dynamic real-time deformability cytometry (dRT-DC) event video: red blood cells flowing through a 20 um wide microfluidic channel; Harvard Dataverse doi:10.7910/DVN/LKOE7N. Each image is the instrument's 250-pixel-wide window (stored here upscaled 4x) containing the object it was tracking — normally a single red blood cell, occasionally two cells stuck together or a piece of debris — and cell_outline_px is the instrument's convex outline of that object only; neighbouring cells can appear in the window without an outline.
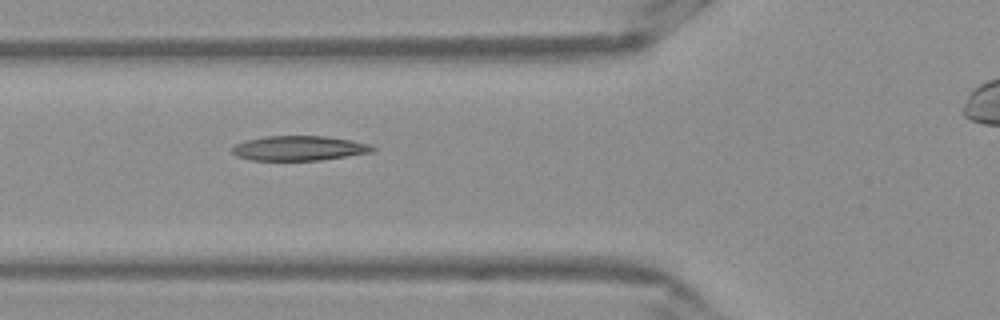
{"species": "Egyptian fruit bat (a non-hibernating species)", "species_latin": "Rousettus aegyptiacus", "temperature_condition": "warm", "stored_images_in_passage": 32, "camera_frame_rate_fps": 3000, "um_per_image_px": 0.085, "frame": {"image": 1, "passage_image": 4, "time_ms": 1.0, "image_size_px": [1000, 320], "cell_outline_px": [[376, 152], [320, 160], [252, 160], [236, 156], [232, 152], [232, 148], [236, 144], [244, 140], [264, 136], [324, 136], [372, 144], [376, 148]], "centroid_in_image_um": [25.45, 12.6], "position_along_channel_um": 100.4, "area_um2": 20.35}}
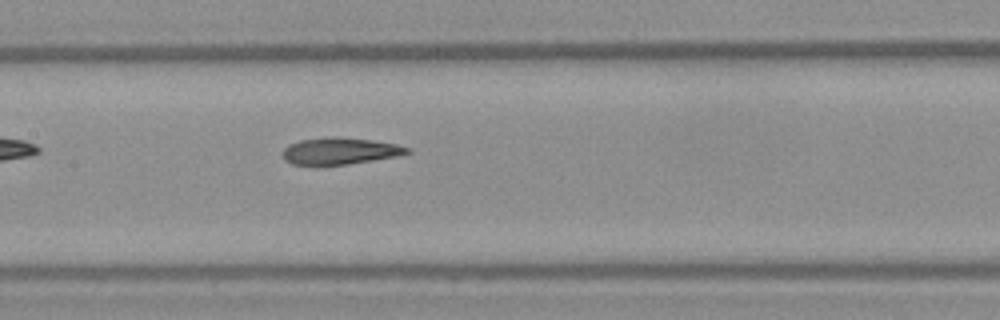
{"frame": {"image": 2, "passage_image": 10, "time_ms": 3.0, "image_size_px": [1000, 320], "cell_outline_px": [[412, 152], [396, 156], [348, 164], [292, 164], [284, 160], [280, 152], [288, 144], [300, 140], [328, 136], [336, 136], [372, 140], [396, 144], [412, 148]], "centroid_in_image_um": [28.87, 12.81], "position_along_channel_um": 178.5, "area_um2": 19.48}}
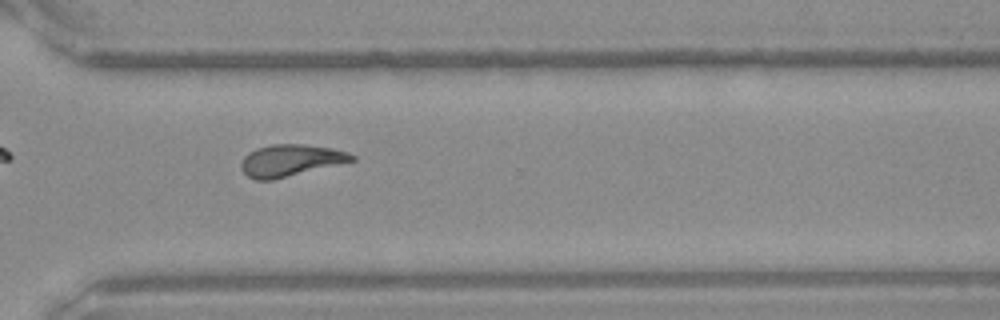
{"frame": {"image": 3, "passage_image": 23, "time_ms": 7.333, "image_size_px": [1000, 320], "cell_outline_px": [[356, 160], [272, 180], [256, 180], [248, 176], [240, 168], [240, 164], [244, 156], [248, 152], [256, 148], [272, 144], [304, 144], [332, 148], [348, 152], [356, 156]], "centroid_in_image_um": [24.68, 13.62], "position_along_channel_um": 345.9, "area_um2": 20.52}, "authors_computed_cell_mechanics": {"area_um2": 20.2011, "velocity_mm_per_s": 3.8643, "shape_relaxation_time_tau1_ms": null, "shape_relaxation_time_tau2_ms": 2.3472, "deformation_change_tau1": null, "deformation_change_tau2": 0.1083}}